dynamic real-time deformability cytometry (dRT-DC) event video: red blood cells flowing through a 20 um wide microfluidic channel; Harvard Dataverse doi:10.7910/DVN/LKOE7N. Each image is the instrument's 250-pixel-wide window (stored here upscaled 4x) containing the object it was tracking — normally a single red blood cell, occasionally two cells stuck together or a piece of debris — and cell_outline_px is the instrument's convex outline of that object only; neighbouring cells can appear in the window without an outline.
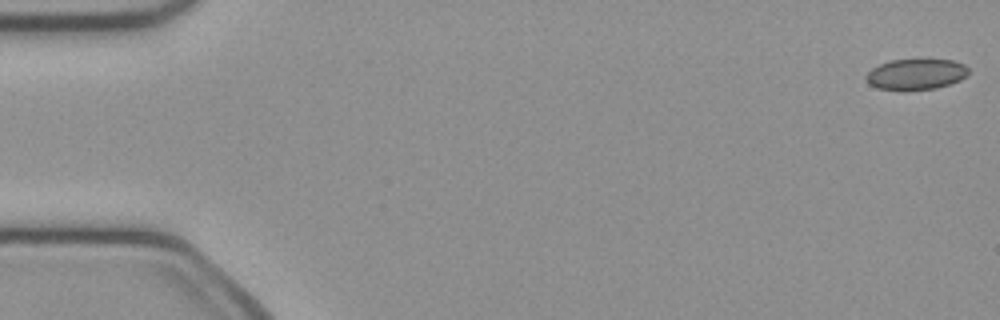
{"species": "common noctule bat (a hibernating species)", "species_latin": "Nyctalus noctula", "temperature_condition": "cold", "stored_images_in_passage": 51, "camera_frame_rate_fps": 3000, "um_per_image_px": 0.085, "animal": {"sex": "female", "body_mass_g": 21.9}, "frame": {"image": 1, "passage_image": 1, "time_ms": 0.0, "image_size_px": [1000, 320], "cell_outline_px": [[968, 72], [960, 80], [936, 88], [904, 92], [876, 88], [868, 84], [864, 76], [872, 68], [880, 64], [892, 60], [952, 60], [964, 64], [968, 68]], "centroid_in_image_um": [77.8, 6.34], "position_along_channel_um": 7.2, "area_um2": 18.61}}
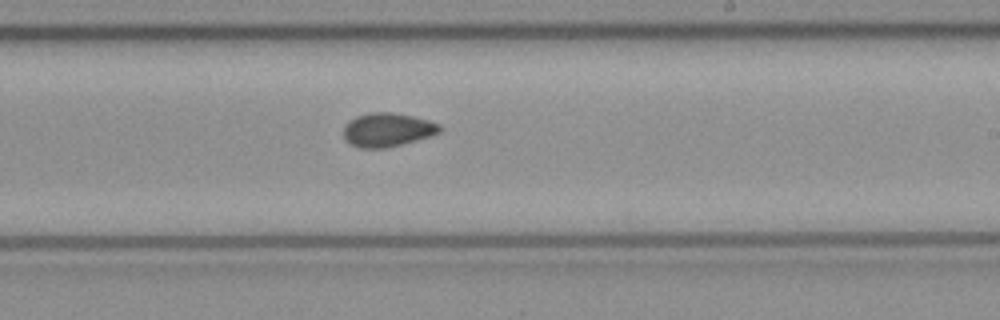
{"frame": {"image": 2, "passage_image": 30, "time_ms": 9.667, "image_size_px": [1000, 320], "cell_outline_px": [[440, 132], [416, 140], [384, 148], [360, 148], [344, 140], [344, 124], [348, 120], [356, 116], [368, 112], [392, 112], [412, 116], [428, 120], [440, 124]], "centroid_in_image_um": [32.88, 11.02], "position_along_channel_um": 256.1, "area_um2": 18.84}}
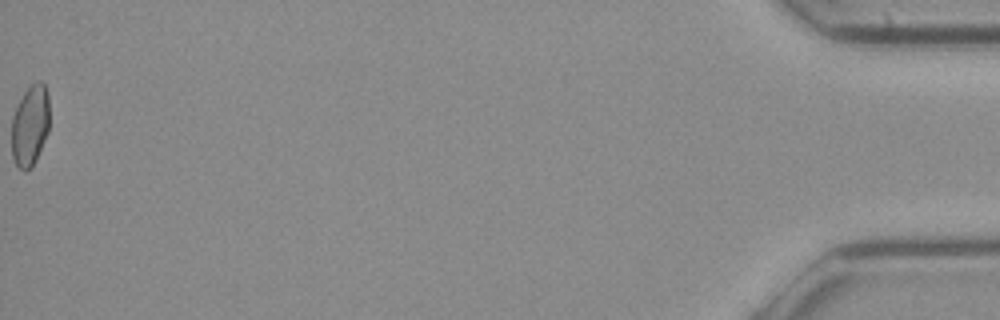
{"frame": {"image": 3, "passage_image": 51, "time_ms": 16.667, "image_size_px": [1000, 320], "cell_outline_px": [[48, 132], [36, 160], [32, 168], [24, 172], [16, 164], [12, 156], [12, 116], [24, 92], [32, 84], [40, 80], [44, 84], [48, 92]], "centroid_in_image_um": [2.56, 10.69], "position_along_channel_um": 432.6, "area_um2": 17.8}, "authors_computed_cell_mechanics": {"area_um2": 18.785, "velocity_mm_per_s": 4.0649, "shape_relaxation_time_tau1_ms": null, "shape_relaxation_time_tau2_ms": 2.3303, "deformation_change_tau1": null, "deformation_change_tau2": 0.0533}}